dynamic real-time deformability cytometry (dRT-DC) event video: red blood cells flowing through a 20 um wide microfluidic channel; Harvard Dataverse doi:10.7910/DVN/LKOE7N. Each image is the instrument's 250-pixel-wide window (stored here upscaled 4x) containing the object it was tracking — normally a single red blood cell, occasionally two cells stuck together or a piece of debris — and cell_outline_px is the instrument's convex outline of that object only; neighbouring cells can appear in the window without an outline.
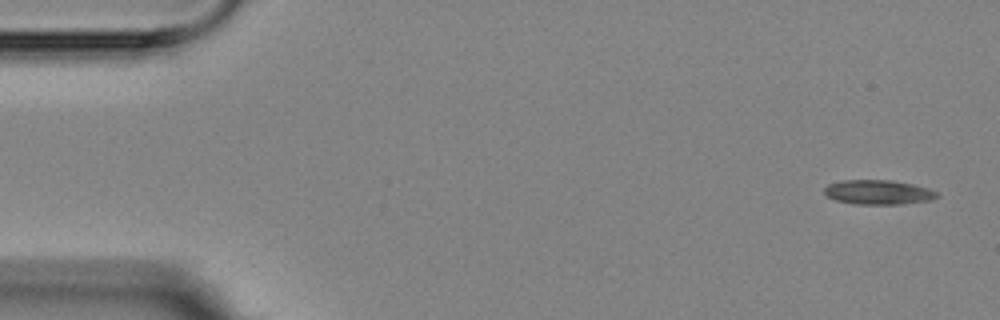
{"species": "Egyptian fruit bat (a non-hibernating species)", "species_latin": "Rousettus aegyptiacus", "temperature_condition": "room temperature", "stored_images_in_passage": 7, "camera_frame_rate_fps": 3000, "um_per_image_px": 0.085, "animal": {"sex": "female"}, "frame": {"image": 1, "passage_image": 1, "time_ms": 0.0, "image_size_px": [1000, 320], "cell_outline_px": [[940, 196], [932, 200], [900, 204], [856, 204], [836, 200], [828, 196], [824, 192], [824, 188], [828, 184], [844, 180], [892, 180], [912, 184], [928, 188], [936, 192]], "centroid_in_image_um": [74.67, 16.34], "position_along_channel_um": 10.3, "area_um2": 16.01}}
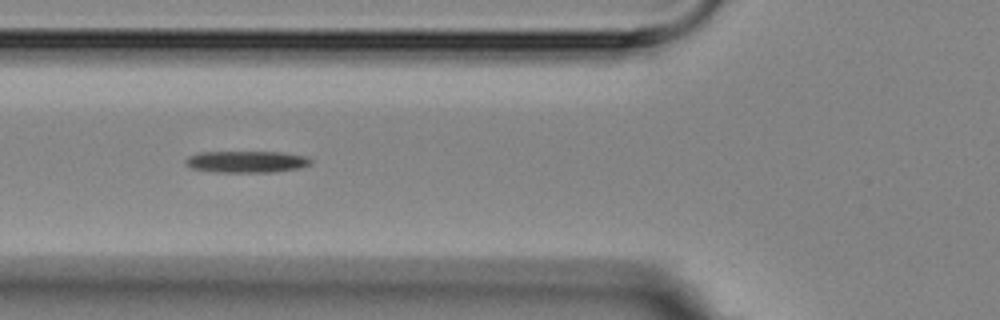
{"frame": {"image": 2, "passage_image": 6, "time_ms": 6.0, "image_size_px": [1000, 320], "cell_outline_px": [[312, 164], [300, 168], [272, 172], [216, 172], [192, 168], [184, 164], [184, 160], [188, 156], [200, 152], [284, 152], [308, 156], [312, 160]], "centroid_in_image_um": [20.98, 13.74], "position_along_channel_um": 104.8, "area_um2": 16.01}}
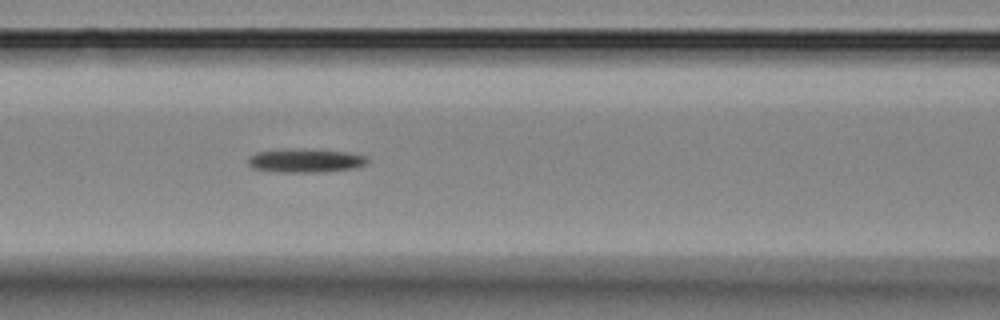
{"frame": {"image": 3, "passage_image": 7, "time_ms": 7.0, "image_size_px": [1000, 320], "cell_outline_px": [[368, 164], [356, 168], [320, 172], [276, 172], [252, 168], [248, 164], [248, 156], [256, 152], [348, 152], [368, 156]], "centroid_in_image_um": [26.02, 13.72], "position_along_channel_um": 140.6, "area_um2": 15.37}}